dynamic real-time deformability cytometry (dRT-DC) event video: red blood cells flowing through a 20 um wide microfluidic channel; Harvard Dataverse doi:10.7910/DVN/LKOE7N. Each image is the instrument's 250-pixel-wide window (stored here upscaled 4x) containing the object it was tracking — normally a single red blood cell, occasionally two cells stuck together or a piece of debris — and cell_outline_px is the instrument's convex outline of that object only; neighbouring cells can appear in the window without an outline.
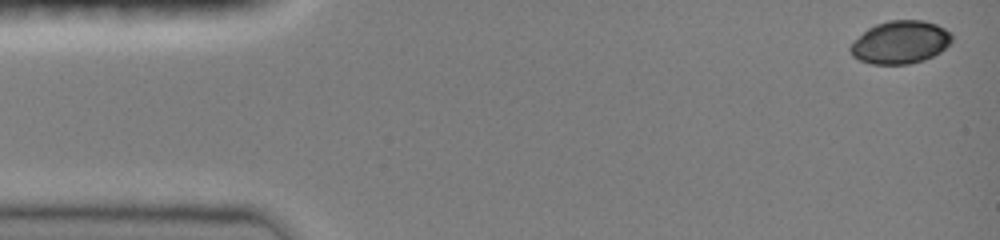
{"species": "common noctule bat (a hibernating species)", "species_latin": "Nyctalus noctula", "temperature_condition": "room temperature", "stored_images_in_passage": 36, "camera_frame_rate_fps": 3000, "um_per_image_px": 0.085, "animal": {"sex": "female", "body_mass_g": 19.0, "forearm_length_mm": 51.5}, "frame": {"image": 1, "passage_image": 1, "time_ms": 0.0, "image_size_px": [1000, 240], "cell_outline_px": [[952, 40], [940, 52], [924, 60], [908, 64], [872, 64], [860, 60], [852, 56], [848, 48], [868, 28], [876, 24], [888, 20], [924, 20], [936, 24], [952, 32]], "centroid_in_image_um": [76.54, 3.59], "position_along_channel_um": 8.5, "area_um2": 25.26}}
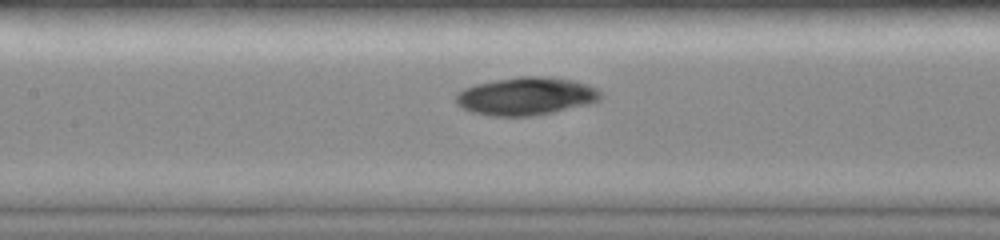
{"frame": {"image": 2, "passage_image": 20, "time_ms": 6.333, "image_size_px": [1000, 240], "cell_outline_px": [[600, 100], [592, 104], [532, 116], [492, 116], [472, 112], [456, 104], [456, 92], [464, 88], [476, 84], [496, 80], [520, 76], [540, 76], [572, 80], [588, 84], [596, 88], [600, 92]], "centroid_in_image_um": [44.72, 8.18], "position_along_channel_um": 162.7, "area_um2": 31.96}}
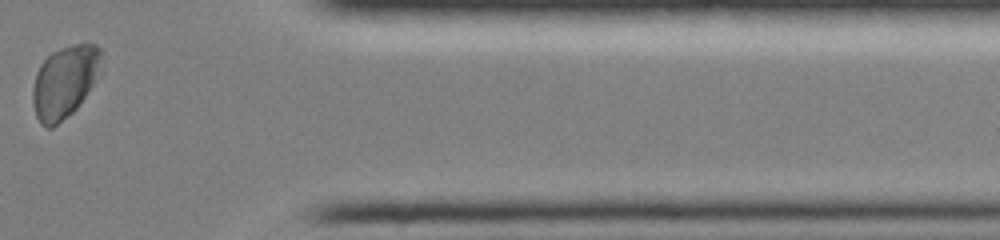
{"frame": {"image": 3, "passage_image": 34, "time_ms": 11.0, "image_size_px": [1000, 240], "cell_outline_px": [[100, 76], [76, 108], [72, 112], [52, 128], [44, 128], [40, 124], [36, 116], [32, 100], [32, 88], [36, 72], [40, 64], [52, 52], [60, 48], [84, 40], [96, 44], [100, 48]], "centroid_in_image_um": [5.5, 6.92], "position_along_channel_um": 405.9, "area_um2": 29.3}, "authors_computed_cell_mechanics": {"area_um2": 29.9404, "velocity_mm_per_s": 4.0632, "shape_relaxation_time_tau1_ms": 3.3506, "shape_relaxation_time_tau2_ms": null, "deformation_change_tau1": 0.0548, "deformation_change_tau2": null}}